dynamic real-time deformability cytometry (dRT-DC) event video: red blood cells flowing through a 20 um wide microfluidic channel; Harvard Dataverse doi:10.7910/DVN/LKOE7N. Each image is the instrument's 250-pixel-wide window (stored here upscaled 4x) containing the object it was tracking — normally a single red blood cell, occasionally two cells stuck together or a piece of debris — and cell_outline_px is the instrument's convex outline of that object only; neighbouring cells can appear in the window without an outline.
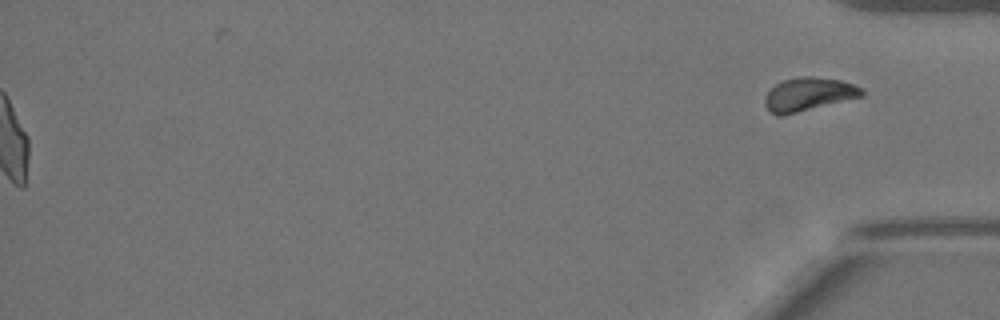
{"species": "Egyptian fruit bat (a non-hibernating species)", "species_latin": "Rousettus aegyptiacus", "temperature_condition": "warm", "stored_images_in_passage": 52, "segment_of_instrument_passage": [2, 2], "camera_frame_rate_fps": 3000, "um_per_image_px": 0.085, "animal": {"sex": "female"}, "frame": {"image": 1, "passage_image": 52, "time_ms": 17.0, "image_size_px": [1000, 320], "cell_outline_px": [[864, 96], [780, 116], [776, 116], [764, 104], [764, 96], [776, 84], [784, 80], [800, 76], [812, 76], [840, 80], [864, 88]], "centroid_in_image_um": [68.74, 8.0], "position_along_channel_um": 366.5, "area_um2": 18.73}}